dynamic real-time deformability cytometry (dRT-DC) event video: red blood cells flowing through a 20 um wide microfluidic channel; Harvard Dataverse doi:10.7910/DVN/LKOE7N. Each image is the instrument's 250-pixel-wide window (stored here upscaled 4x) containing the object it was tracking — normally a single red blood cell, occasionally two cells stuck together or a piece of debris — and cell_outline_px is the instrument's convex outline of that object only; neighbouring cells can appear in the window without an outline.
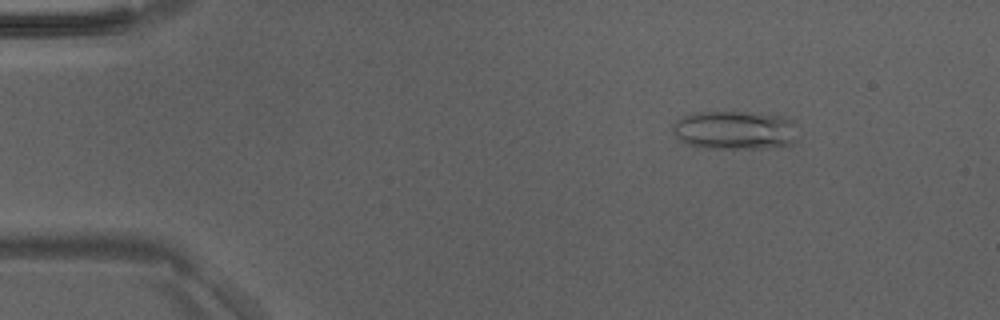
{"species": "Egyptian fruit bat (a non-hibernating species)", "species_latin": "Rousettus aegyptiacus", "temperature_condition": "room temperature", "stored_images_in_passage": 48, "camera_frame_rate_fps": 3000, "um_per_image_px": 0.085, "animal": {"sex": "male"}, "frame": {"image": 1, "passage_image": 7, "time_ms": 2.0, "image_size_px": [1000, 320], "cell_outline_px": [[792, 144], [760, 148], [704, 148], [684, 144], [672, 132], [672, 124], [676, 120], [692, 112], [740, 112], [776, 116], [792, 120]], "centroid_in_image_um": [62.29, 11.07], "position_along_channel_um": 22.7, "area_um2": 27.63}}
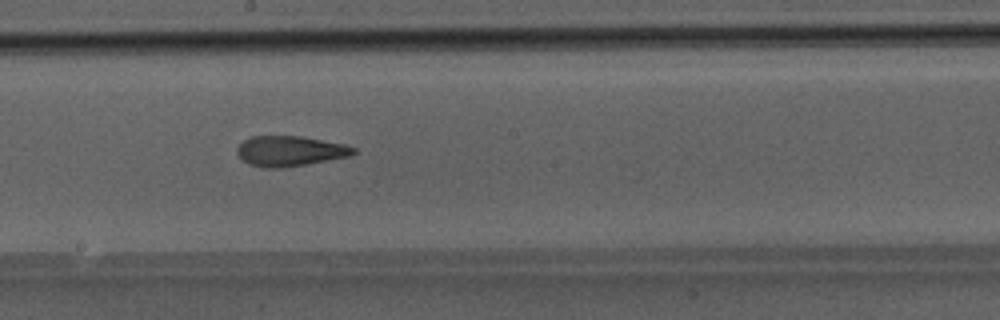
{"frame": {"image": 2, "passage_image": 27, "time_ms": 8.667, "image_size_px": [1000, 320], "cell_outline_px": [[356, 152], [352, 156], [280, 168], [264, 168], [248, 164], [236, 152], [236, 148], [244, 140], [252, 136], [300, 136], [344, 144], [356, 148]], "centroid_in_image_um": [24.65, 12.84], "position_along_channel_um": 223.6, "area_um2": 20.4}}
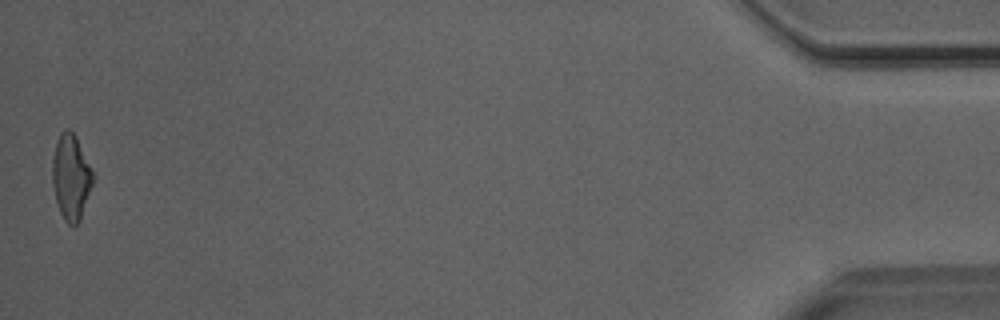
{"frame": {"image": 3, "passage_image": 48, "time_ms": 15.667, "image_size_px": [1000, 320], "cell_outline_px": [[96, 176], [80, 220], [76, 224], [68, 224], [64, 220], [60, 212], [56, 200], [52, 180], [52, 160], [56, 140], [60, 132], [64, 128], [68, 128], [76, 136]], "centroid_in_image_um": [6.05, 15.01], "position_along_channel_um": 429.2, "area_um2": 20.46}}